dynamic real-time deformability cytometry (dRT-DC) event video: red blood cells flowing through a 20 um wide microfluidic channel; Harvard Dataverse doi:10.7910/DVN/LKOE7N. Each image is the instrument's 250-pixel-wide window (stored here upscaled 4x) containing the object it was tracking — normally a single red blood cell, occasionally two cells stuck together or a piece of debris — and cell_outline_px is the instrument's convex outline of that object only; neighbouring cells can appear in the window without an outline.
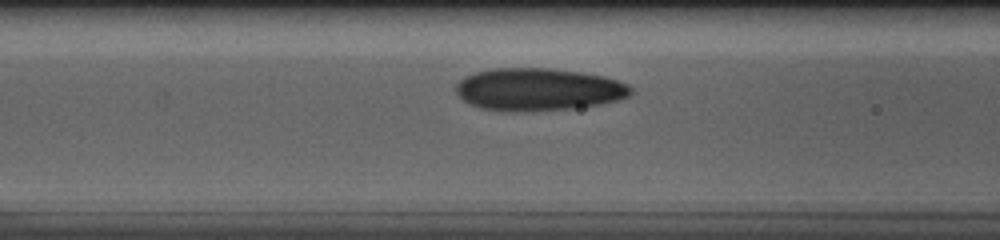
{"species": "human", "species_latin": "Homo sapiens", "temperature_condition": "cold", "stored_images_in_passage": 16, "camera_frame_rate_fps": 3000, "um_per_image_px": 0.085, "donor": {"sex": "male"}, "frame": {"image": 1, "passage_image": 7, "time_ms": 2.0, "image_size_px": [1000, 240], "cell_outline_px": [[632, 96], [600, 104], [572, 108], [524, 112], [512, 112], [480, 108], [468, 104], [456, 92], [456, 84], [460, 80], [476, 72], [492, 68], [548, 68], [580, 72], [604, 76], [628, 84], [632, 88]], "centroid_in_image_um": [45.76, 7.61], "position_along_channel_um": 120.8, "area_um2": 43.41}}
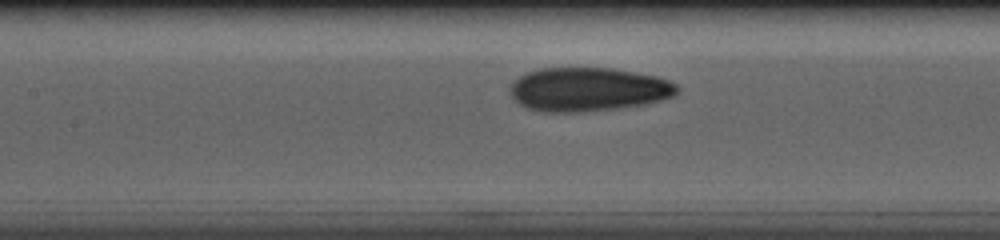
{"frame": {"image": 2, "passage_image": 10, "time_ms": 3.0, "image_size_px": [1000, 240], "cell_outline_px": [[680, 92], [676, 96], [644, 104], [620, 108], [584, 112], [540, 112], [524, 108], [512, 96], [512, 80], [528, 72], [540, 68], [612, 68], [656, 76], [668, 80], [676, 84], [680, 88]], "centroid_in_image_um": [50.02, 7.61], "position_along_channel_um": 157.4, "area_um2": 42.89}}
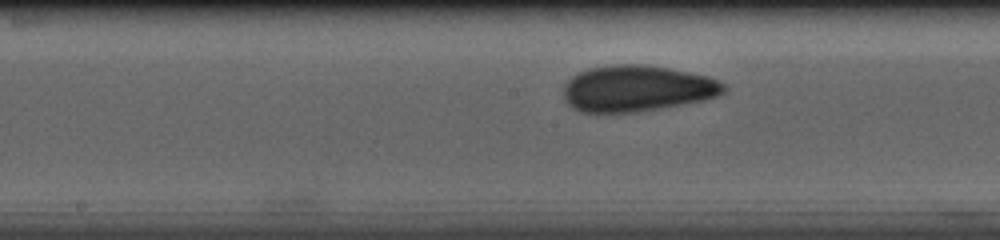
{"frame": {"image": 3, "passage_image": 13, "time_ms": 4.0, "image_size_px": [1000, 240], "cell_outline_px": [[728, 88], [724, 92], [716, 96], [704, 100], [640, 112], [596, 116], [580, 112], [572, 108], [564, 100], [564, 84], [576, 72], [588, 68], [612, 64], [640, 64], [668, 68], [708, 76], [720, 80]], "centroid_in_image_um": [54.07, 7.56], "position_along_channel_um": 194.1, "area_um2": 44.33}}